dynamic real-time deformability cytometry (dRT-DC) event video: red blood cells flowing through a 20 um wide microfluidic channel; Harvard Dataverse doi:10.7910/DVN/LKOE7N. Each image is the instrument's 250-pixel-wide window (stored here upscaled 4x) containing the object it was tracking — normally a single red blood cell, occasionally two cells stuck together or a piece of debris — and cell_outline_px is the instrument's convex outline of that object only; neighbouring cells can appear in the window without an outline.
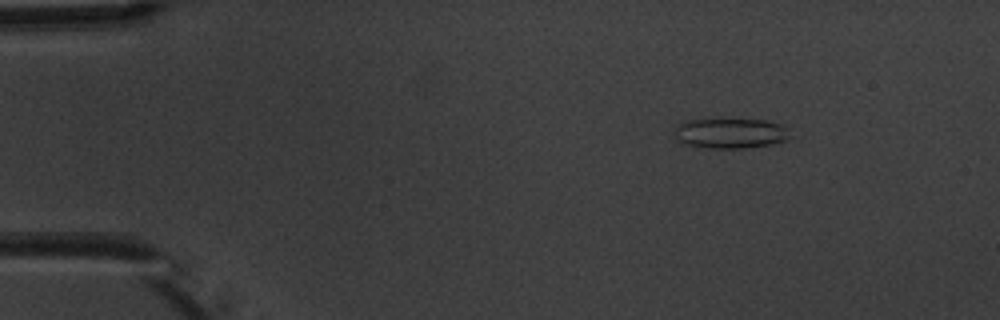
{"species": "common noctule bat (a hibernating species)", "species_latin": "Nyctalus noctula", "temperature_condition": "warm", "stored_images_in_passage": 6, "camera_frame_rate_fps": 3000, "um_per_image_px": 0.085, "animal": {"sex": "male", "body_mass_g": 20.1, "forearm_length_mm": 53.5}, "frame": {"image": 1, "passage_image": 2, "time_ms": 1.333, "image_size_px": [1000, 320], "cell_outline_px": [[788, 140], [772, 144], [744, 148], [708, 148], [680, 144], [676, 136], [676, 128], [684, 120], [712, 116], [768, 120], [784, 124], [788, 136]], "centroid_in_image_um": [62.05, 11.27], "position_along_channel_um": 23.0, "area_um2": 21.39}}
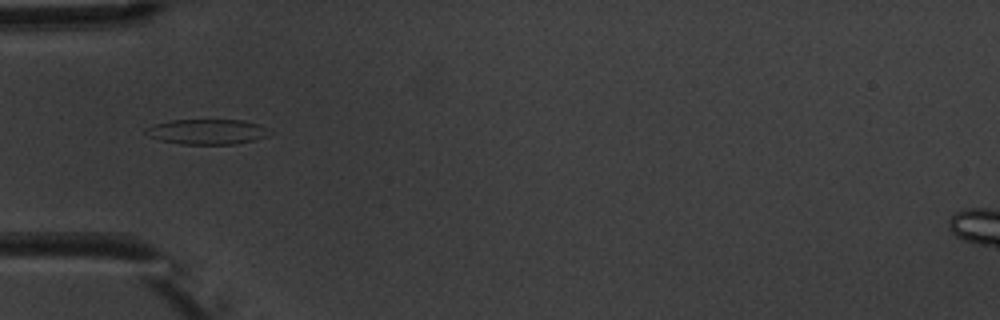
{"frame": {"image": 2, "passage_image": 5, "time_ms": 4.667, "image_size_px": [1000, 320], "cell_outline_px": [[268, 136], [256, 140], [236, 144], [180, 144], [160, 140], [144, 132], [144, 128], [156, 124], [172, 120], [244, 120], [260, 124], [268, 128]], "centroid_in_image_um": [17.64, 11.2], "position_along_channel_um": 67.4, "area_um2": 18.15}}
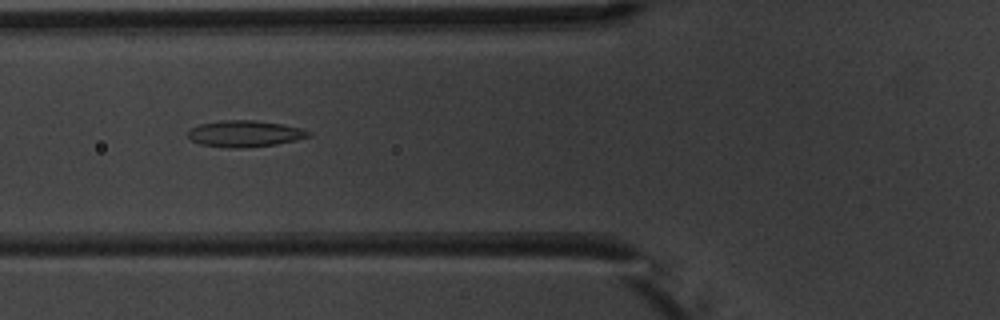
{"frame": {"image": 3, "passage_image": 6, "time_ms": 5.667, "image_size_px": [1000, 320], "cell_outline_px": [[312, 136], [296, 140], [276, 144], [240, 148], [232, 148], [200, 144], [192, 140], [188, 136], [188, 132], [192, 128], [200, 124], [220, 120], [256, 120], [284, 124], [300, 128], [312, 132]], "centroid_in_image_um": [20.85, 11.35], "position_along_channel_um": 105.0, "area_um2": 18.55}}